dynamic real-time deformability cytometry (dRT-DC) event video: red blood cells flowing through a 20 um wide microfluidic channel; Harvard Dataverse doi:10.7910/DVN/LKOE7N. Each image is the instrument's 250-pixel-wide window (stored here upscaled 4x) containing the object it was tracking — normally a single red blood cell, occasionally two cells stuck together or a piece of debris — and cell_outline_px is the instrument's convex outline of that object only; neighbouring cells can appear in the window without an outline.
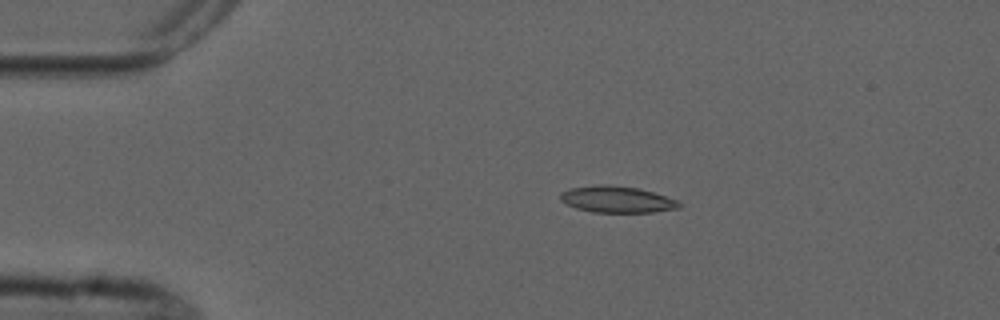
{"species": "common noctule bat (a hibernating species)", "species_latin": "Nyctalus noctula", "temperature_condition": "cold", "stored_images_in_passage": 4, "camera_frame_rate_fps": 3000, "um_per_image_px": 0.085, "animal": {"sex": "male", "forearm_length_mm": 52.5}, "frame": {"image": 1, "passage_image": 3, "time_ms": 2.0, "image_size_px": [1000, 320], "cell_outline_px": [[680, 208], [652, 212], [592, 212], [576, 208], [560, 200], [560, 192], [568, 188], [596, 184], [608, 184], [636, 188], [652, 192], [680, 200]], "centroid_in_image_um": [52.42, 16.94], "position_along_channel_um": 32.6, "area_um2": 18.44}}